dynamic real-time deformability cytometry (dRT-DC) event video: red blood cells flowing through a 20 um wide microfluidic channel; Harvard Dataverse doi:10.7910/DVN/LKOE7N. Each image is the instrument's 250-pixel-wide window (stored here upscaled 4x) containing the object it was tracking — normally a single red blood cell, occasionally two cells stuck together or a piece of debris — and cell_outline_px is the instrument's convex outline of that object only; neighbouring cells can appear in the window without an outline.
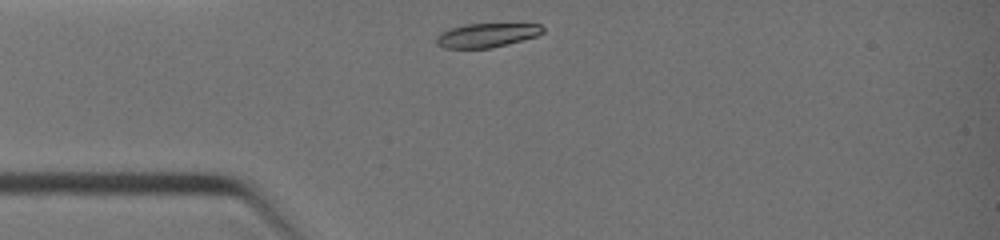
{"species": "common noctule bat (a hibernating species)", "species_latin": "Nyctalus noctula", "temperature_condition": "warm", "stored_images_in_passage": 1, "camera_frame_rate_fps": 3000, "um_per_image_px": 0.085, "animal": {"sex": "female", "body_mass_g": 19.0, "forearm_length_mm": 51.5}, "frame": {"image": 1, "passage_image": 1, "time_ms": 0.0, "image_size_px": [1000, 240], "cell_outline_px": [[544, 32], [536, 36], [488, 48], [444, 48], [436, 44], [436, 36], [440, 32], [464, 24], [540, 24], [544, 28]], "centroid_in_image_um": [41.33, 2.99], "position_along_channel_um": 43.7, "area_um2": 14.68}}